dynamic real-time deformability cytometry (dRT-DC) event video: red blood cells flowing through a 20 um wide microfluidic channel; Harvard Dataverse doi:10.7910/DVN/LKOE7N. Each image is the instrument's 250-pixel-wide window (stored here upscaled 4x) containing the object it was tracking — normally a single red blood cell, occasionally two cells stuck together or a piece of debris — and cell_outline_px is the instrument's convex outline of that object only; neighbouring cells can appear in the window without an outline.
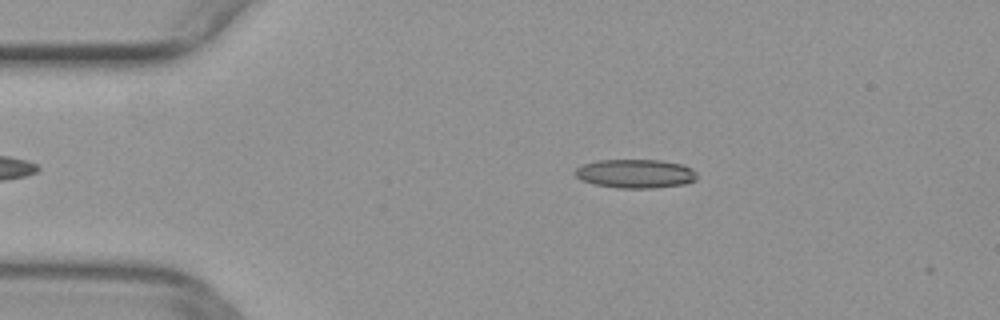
{"species": "common noctule bat (a hibernating species)", "species_latin": "Nyctalus noctula", "temperature_condition": "warm", "stored_images_in_passage": 35, "camera_frame_rate_fps": 3000, "um_per_image_px": 0.085, "animal": {"sex": "female", "body_mass_g": 29.2, "forearm_length_mm": 56.3}, "frame": {"image": 1, "passage_image": 1, "time_ms": 0.0, "image_size_px": [1000, 320], "cell_outline_px": [[696, 180], [684, 184], [656, 188], [616, 188], [596, 184], [580, 180], [576, 176], [576, 168], [584, 164], [596, 160], [660, 160], [680, 164], [692, 168], [696, 172]], "centroid_in_image_um": [54.02, 14.76], "position_along_channel_um": 31.0, "area_um2": 20.46}}
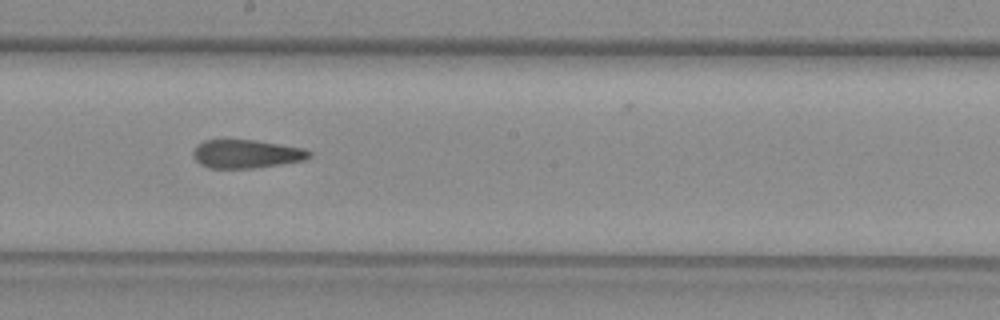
{"frame": {"image": 2, "passage_image": 19, "time_ms": 6.0, "image_size_px": [1000, 320], "cell_outline_px": [[312, 156], [304, 160], [252, 168], [208, 168], [200, 164], [192, 156], [192, 152], [196, 144], [204, 140], [224, 136], [256, 140], [304, 148], [312, 152]], "centroid_in_image_um": [20.85, 13.03], "position_along_channel_um": 227.3, "area_um2": 20.06}}
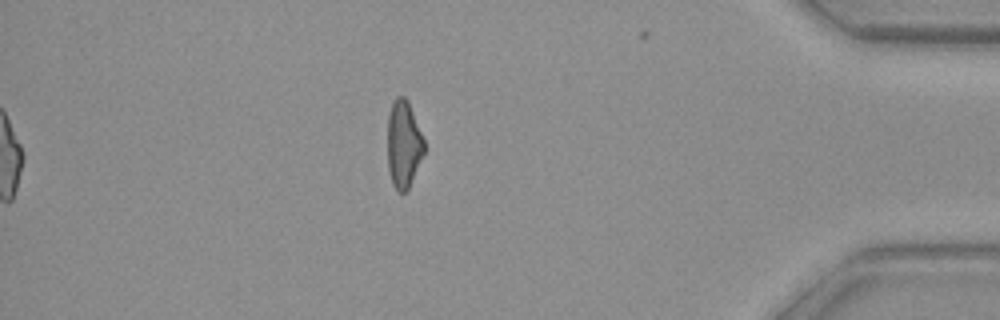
{"frame": {"image": 3, "passage_image": 35, "time_ms": 11.333, "image_size_px": [1000, 320], "cell_outline_px": [[424, 152], [408, 188], [404, 192], [396, 192], [392, 184], [388, 172], [388, 112], [392, 100], [396, 96], [404, 96], [408, 100], [424, 140]], "centroid_in_image_um": [34.28, 12.23], "position_along_channel_um": 400.9, "area_um2": 18.67}}